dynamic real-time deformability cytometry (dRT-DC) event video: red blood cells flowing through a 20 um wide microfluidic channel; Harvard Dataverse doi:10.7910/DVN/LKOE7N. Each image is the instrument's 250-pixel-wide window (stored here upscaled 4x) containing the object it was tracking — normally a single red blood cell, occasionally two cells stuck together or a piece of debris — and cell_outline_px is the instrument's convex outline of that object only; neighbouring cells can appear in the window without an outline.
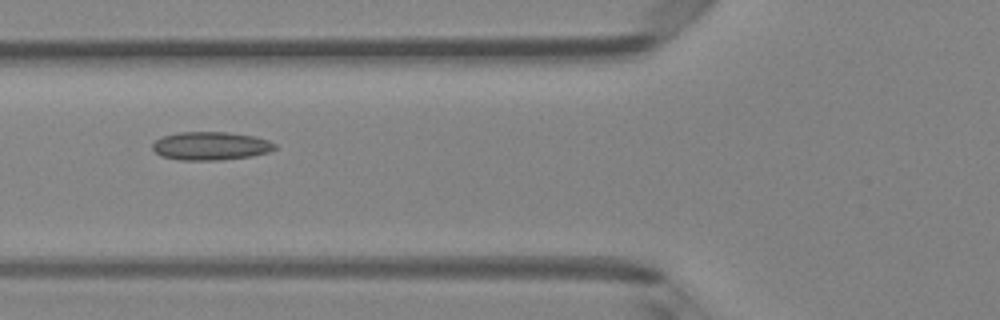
{"species": "Egyptian fruit bat (a non-hibernating species)", "species_latin": "Rousettus aegyptiacus", "temperature_condition": "room temperature", "stored_images_in_passage": 6, "camera_frame_rate_fps": 3000, "um_per_image_px": 0.085, "animal": {"sex": "female"}, "frame": {"image": 1, "passage_image": 6, "time_ms": 1.667, "image_size_px": [1000, 320], "cell_outline_px": [[276, 148], [268, 152], [252, 156], [216, 160], [180, 160], [160, 156], [152, 148], [152, 144], [156, 140], [164, 136], [180, 132], [228, 132], [252, 136], [268, 140], [276, 144]], "centroid_in_image_um": [17.9, 12.41], "position_along_channel_um": 107.9, "area_um2": 20.06}}